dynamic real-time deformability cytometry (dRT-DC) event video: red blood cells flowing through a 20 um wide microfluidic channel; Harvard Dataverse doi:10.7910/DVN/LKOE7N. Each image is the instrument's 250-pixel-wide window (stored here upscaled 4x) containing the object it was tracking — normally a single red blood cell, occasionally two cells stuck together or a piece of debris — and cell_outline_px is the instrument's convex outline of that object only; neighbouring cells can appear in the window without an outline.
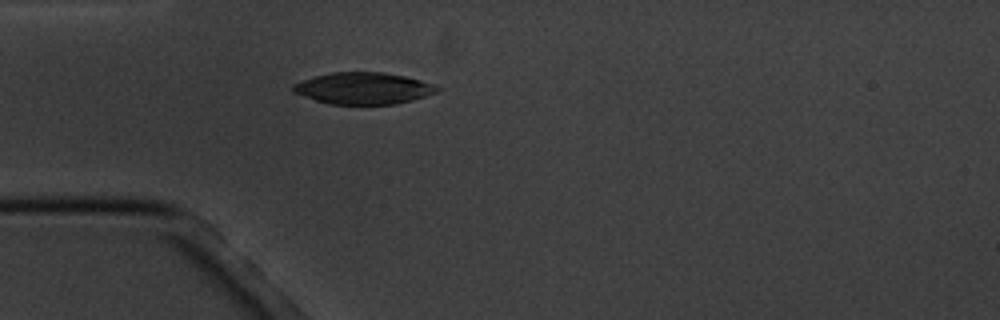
{"species": "common noctule bat (a hibernating species)", "species_latin": "Nyctalus noctula", "temperature_condition": "cold", "stored_images_in_passage": 2, "camera_frame_rate_fps": 3000, "um_per_image_px": 0.085, "animal": {"sex": "male", "body_mass_g": 20.1, "forearm_length_mm": 53.5}, "frame": {"image": 1, "passage_image": 2, "time_ms": 2.0, "image_size_px": [1000, 320], "cell_outline_px": [[444, 88], [436, 92], [412, 100], [396, 104], [328, 104], [292, 92], [292, 84], [316, 76], [332, 72], [384, 72], [404, 76], [420, 80]], "centroid_in_image_um": [30.89, 7.5], "position_along_channel_um": 54.1, "area_um2": 26.47}}